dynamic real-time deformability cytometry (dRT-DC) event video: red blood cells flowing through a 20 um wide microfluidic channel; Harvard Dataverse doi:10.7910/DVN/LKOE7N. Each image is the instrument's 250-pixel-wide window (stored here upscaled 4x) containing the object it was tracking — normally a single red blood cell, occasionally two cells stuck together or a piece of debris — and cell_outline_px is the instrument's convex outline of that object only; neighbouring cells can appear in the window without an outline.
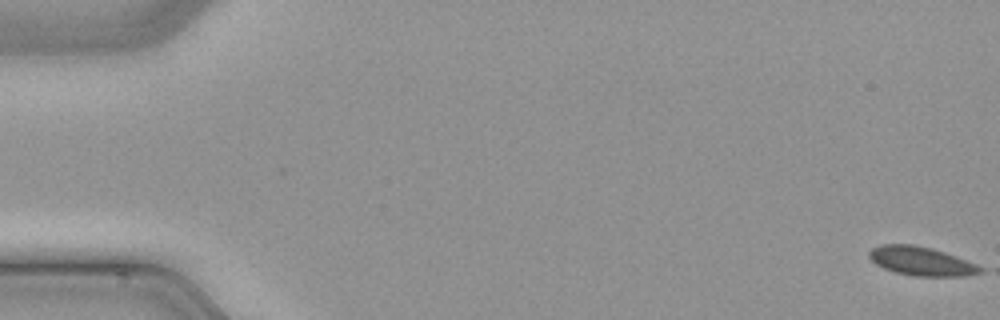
{"species": "common noctule bat (a hibernating species)", "species_latin": "Nyctalus noctula", "temperature_condition": "cold", "stored_images_in_passage": 8, "camera_frame_rate_fps": 3000, "um_per_image_px": 0.085, "animal": {"sex": "male", "body_mass_g": 21.5, "forearm_length_mm": 52.0}, "frame": {"image": 1, "passage_image": 1, "time_ms": 0.0, "image_size_px": [1000, 320], "cell_outline_px": [[984, 272], [964, 276], [912, 276], [896, 272], [884, 268], [876, 264], [868, 256], [868, 252], [872, 248], [880, 244], [912, 244], [932, 248], [956, 256], [976, 264], [984, 268]], "centroid_in_image_um": [78.31, 22.19], "position_along_channel_um": 6.7, "area_um2": 18.73}}